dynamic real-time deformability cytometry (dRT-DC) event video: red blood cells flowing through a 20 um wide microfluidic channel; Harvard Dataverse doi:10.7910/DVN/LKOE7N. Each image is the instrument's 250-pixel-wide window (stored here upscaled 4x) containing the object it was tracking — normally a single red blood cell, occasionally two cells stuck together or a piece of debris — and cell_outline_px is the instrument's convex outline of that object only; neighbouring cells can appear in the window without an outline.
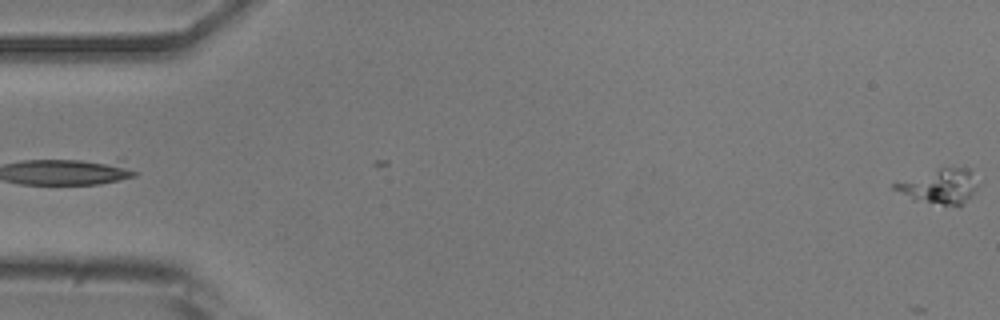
{"species": "common noctule bat (a hibernating species)", "species_latin": "Nyctalus noctula", "temperature_condition": "room temperature", "stored_images_in_passage": 2, "camera_frame_rate_fps": 3000, "um_per_image_px": 0.085, "animal": {"sex": "male", "body_mass_g": 20.5, "forearm_length_mm": 52.5}, "frame": {"image": 1, "passage_image": 2, "time_ms": 0.333, "image_size_px": [1000, 320], "cell_outline_px": [[980, 184], [972, 196], [960, 204], [944, 204], [912, 200], [892, 188], [892, 184], [940, 168], [972, 168]], "centroid_in_image_um": [79.93, 15.82], "position_along_channel_um": 5.1, "area_um2": 16.59}}